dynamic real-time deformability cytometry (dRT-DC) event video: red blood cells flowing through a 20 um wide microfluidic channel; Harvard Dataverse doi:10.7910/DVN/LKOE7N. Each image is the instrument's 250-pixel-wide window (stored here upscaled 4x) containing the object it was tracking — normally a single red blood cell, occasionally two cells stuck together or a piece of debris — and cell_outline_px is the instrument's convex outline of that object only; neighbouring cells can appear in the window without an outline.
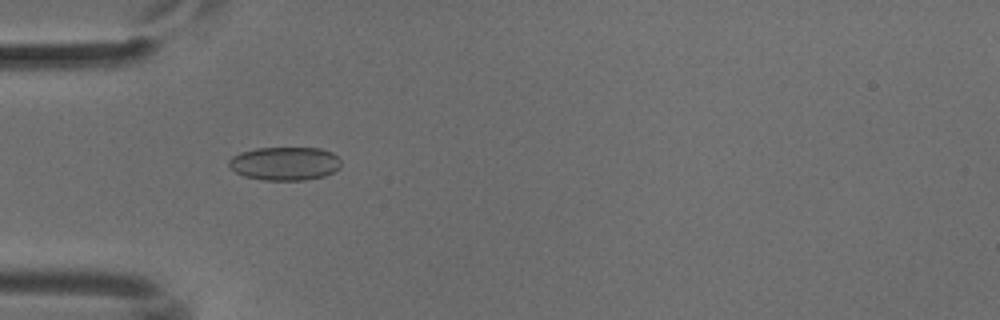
{"species": "common noctule bat (a hibernating species)", "species_latin": "Nyctalus noctula", "temperature_condition": "cold", "stored_images_in_passage": 52, "camera_frame_rate_fps": 3000, "um_per_image_px": 0.085, "animal": {"sex": "male", "body_mass_g": 18.8}, "frame": {"image": 1, "passage_image": 16, "time_ms": 5.0, "image_size_px": [1000, 320], "cell_outline_px": [[340, 168], [324, 176], [304, 180], [264, 180], [244, 176], [236, 172], [228, 164], [228, 160], [232, 156], [240, 152], [256, 148], [320, 148], [332, 152], [340, 160]], "centroid_in_image_um": [24.2, 13.9], "position_along_channel_um": 60.8, "area_um2": 21.85}}
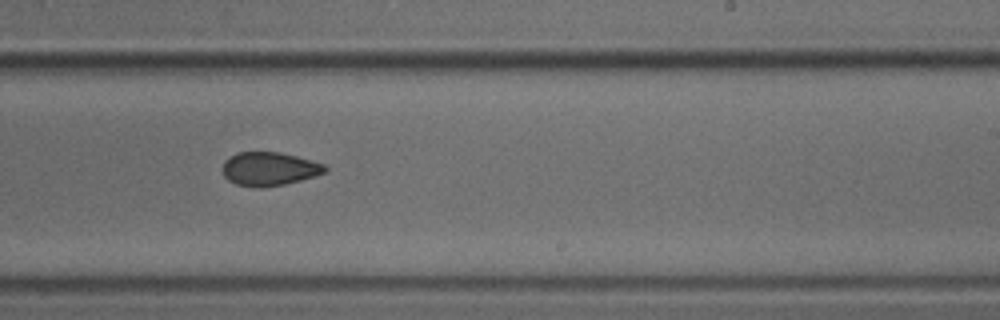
{"frame": {"image": 2, "passage_image": 32, "time_ms": 10.333, "image_size_px": [1000, 320], "cell_outline_px": [[328, 168], [324, 172], [300, 180], [284, 184], [260, 188], [256, 188], [236, 184], [228, 180], [224, 176], [224, 160], [236, 152], [280, 152], [296, 156], [324, 164]], "centroid_in_image_um": [22.85, 14.35], "position_along_channel_um": 266.1, "area_um2": 19.88}}
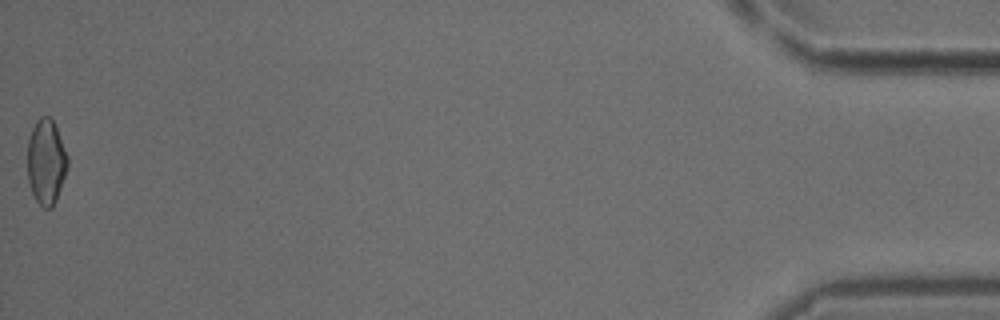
{"frame": {"image": 3, "passage_image": 52, "time_ms": 17.0, "image_size_px": [1000, 320], "cell_outline_px": [[68, 168], [56, 200], [52, 208], [44, 208], [36, 200], [32, 192], [28, 180], [28, 140], [32, 128], [36, 120], [40, 116], [48, 116], [52, 120], [56, 128], [68, 156]], "centroid_in_image_um": [3.92, 13.76], "position_along_channel_um": 431.3, "area_um2": 19.83}}